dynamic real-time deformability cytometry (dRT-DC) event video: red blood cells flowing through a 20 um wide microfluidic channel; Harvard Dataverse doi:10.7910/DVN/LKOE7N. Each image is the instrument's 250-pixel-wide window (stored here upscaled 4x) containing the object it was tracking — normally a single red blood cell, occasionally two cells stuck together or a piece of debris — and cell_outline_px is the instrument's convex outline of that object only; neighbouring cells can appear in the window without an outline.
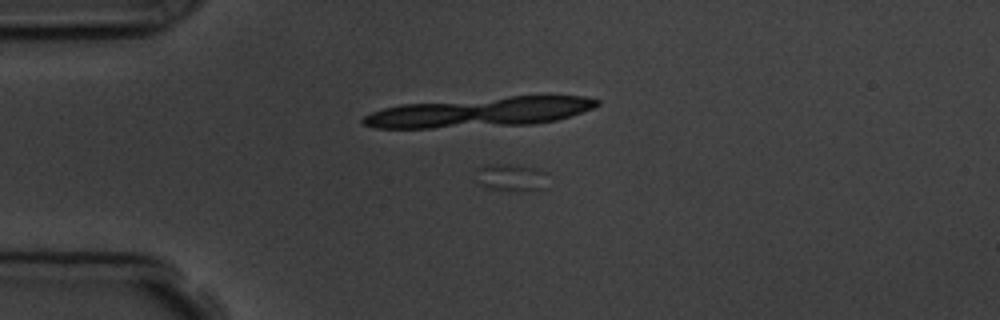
{"species": "common noctule bat (a hibernating species)", "species_latin": "Nyctalus noctula", "temperature_condition": "room temperature", "stored_images_in_passage": 4, "camera_frame_rate_fps": 3000, "um_per_image_px": 0.085, "animal": {"sex": "male", "body_mass_g": 19.5, "forearm_length_mm": 54.6}, "frame": {"image": 1, "passage_image": 2, "time_ms": 1.333, "image_size_px": [1000, 320], "cell_outline_px": [[548, 188], [532, 192], [520, 192], [484, 188], [476, 184], [476, 168], [488, 164], [508, 164], [540, 168], [544, 172]], "centroid_in_image_um": [43.44, 15.12], "position_along_channel_um": 41.6, "area_um2": 12.2}}